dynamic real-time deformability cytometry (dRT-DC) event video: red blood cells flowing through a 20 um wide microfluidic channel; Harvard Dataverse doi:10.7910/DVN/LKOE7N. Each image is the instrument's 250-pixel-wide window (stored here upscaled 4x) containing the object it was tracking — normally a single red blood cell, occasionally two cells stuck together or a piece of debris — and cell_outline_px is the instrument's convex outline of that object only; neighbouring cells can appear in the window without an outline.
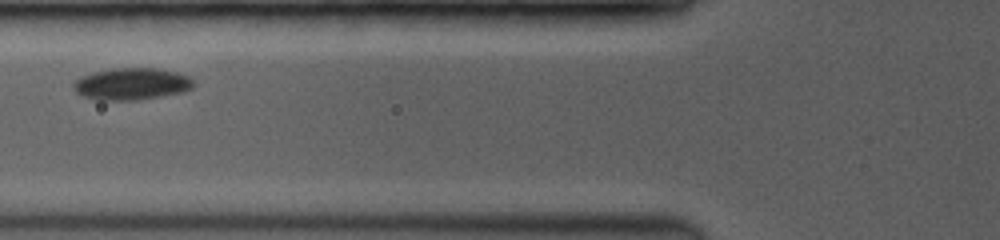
{"species": "common noctule bat (a hibernating species)", "species_latin": "Nyctalus noctula", "temperature_condition": "room temperature", "stored_images_in_passage": 14, "camera_frame_rate_fps": 3500, "um_per_image_px": 0.085, "animal": {"sex": "female", "body_mass_g": 19.0, "forearm_length_mm": 53.3}, "frame": {"image": 1, "passage_image": 4, "time_ms": 1.429, "image_size_px": [1000, 240], "cell_outline_px": [[192, 88], [184, 92], [136, 100], [96, 100], [84, 96], [76, 92], [72, 88], [72, 84], [80, 76], [92, 72], [112, 68], [160, 68], [176, 72], [188, 76], [192, 80]], "centroid_in_image_um": [11.15, 7.12], "position_along_channel_um": 114.7, "area_um2": 22.43}}
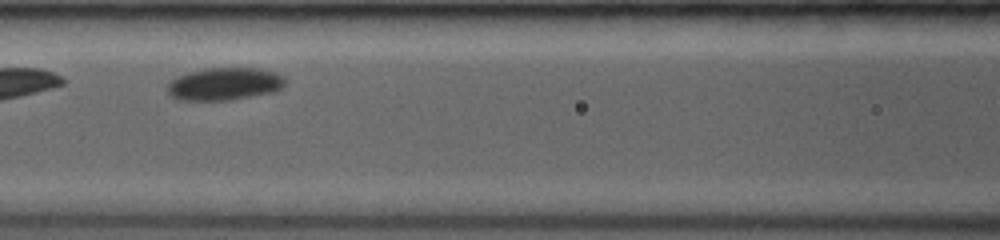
{"frame": {"image": 2, "passage_image": 7, "time_ms": 2.286, "image_size_px": [1000, 240], "cell_outline_px": [[288, 80], [276, 92], [232, 100], [176, 100], [168, 92], [168, 84], [176, 76], [188, 72], [204, 68], [260, 68], [276, 72], [284, 76]], "centroid_in_image_um": [19.12, 7.13], "position_along_channel_um": 147.5, "area_um2": 22.72}}
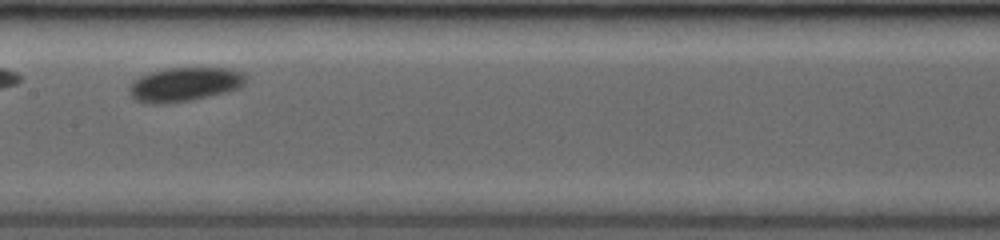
{"frame": {"image": 3, "passage_image": 13, "time_ms": 3.429, "image_size_px": [1000, 240], "cell_outline_px": [[248, 76], [244, 84], [240, 88], [228, 92], [192, 100], [164, 104], [152, 104], [136, 100], [128, 92], [128, 88], [132, 80], [140, 76], [164, 68], [228, 68], [244, 72]], "centroid_in_image_um": [15.71, 7.17], "position_along_channel_um": 191.7, "area_um2": 23.47}}